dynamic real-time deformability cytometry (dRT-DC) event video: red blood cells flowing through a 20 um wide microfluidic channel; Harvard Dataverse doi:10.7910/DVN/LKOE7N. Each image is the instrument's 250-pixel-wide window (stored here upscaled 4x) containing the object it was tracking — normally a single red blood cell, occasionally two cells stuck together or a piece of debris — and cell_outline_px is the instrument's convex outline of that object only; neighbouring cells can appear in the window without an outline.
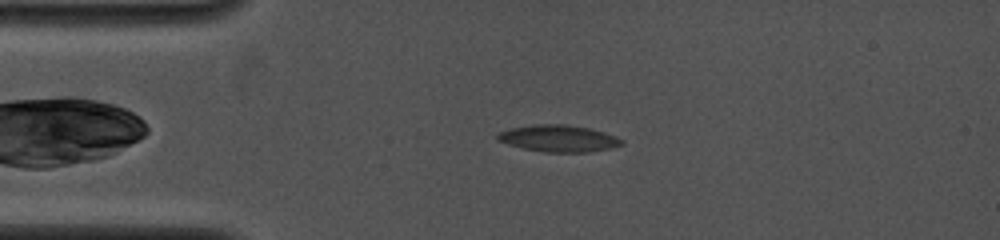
{"species": "common noctule bat (a hibernating species)", "species_latin": "Nyctalus noctula", "temperature_condition": "cold", "stored_images_in_passage": 10, "camera_frame_rate_fps": 4000, "um_per_image_px": 0.085, "animal": {"sex": "female", "body_mass_g": 19.0, "forearm_length_mm": 53.3}, "frame": {"image": 1, "passage_image": 2, "time_ms": 0.75, "image_size_px": [1000, 240], "cell_outline_px": [[624, 144], [612, 148], [588, 152], [544, 152], [524, 148], [508, 144], [496, 140], [496, 136], [500, 132], [512, 128], [532, 124], [564, 124], [588, 128], [604, 132], [616, 136], [624, 140]], "centroid_in_image_um": [47.5, 11.77], "position_along_channel_um": 37.5, "area_um2": 19.36}}
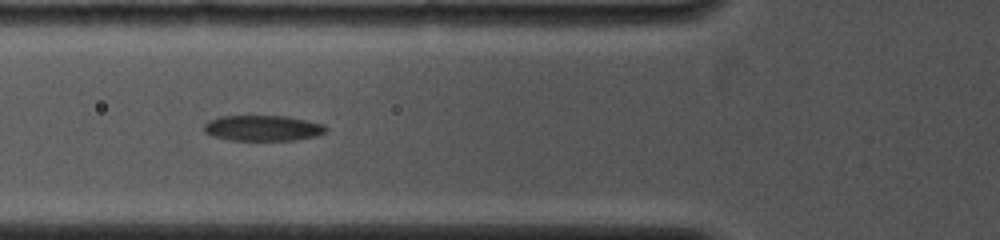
{"frame": {"image": 2, "passage_image": 9, "time_ms": 3.0, "image_size_px": [1000, 240], "cell_outline_px": [[328, 128], [324, 132], [316, 136], [296, 140], [228, 140], [212, 136], [204, 132], [204, 124], [208, 120], [220, 116], [288, 116], [308, 120], [324, 124]], "centroid_in_image_um": [22.33, 10.88], "position_along_channel_um": 103.5, "area_um2": 18.38}}
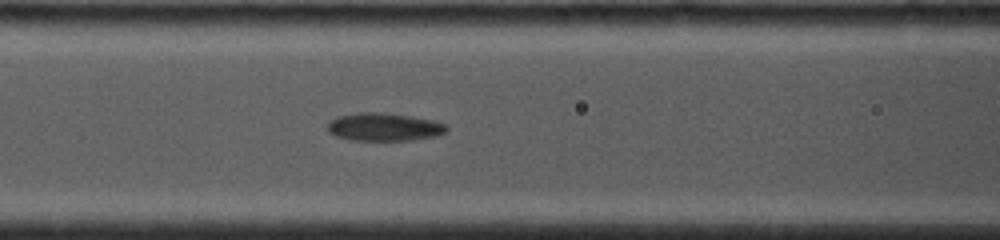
{"frame": {"image": 3, "passage_image": 10, "time_ms": 3.75, "image_size_px": [1000, 240], "cell_outline_px": [[448, 132], [436, 136], [412, 140], [348, 140], [336, 136], [328, 132], [328, 124], [336, 116], [356, 112], [384, 112], [412, 116], [432, 120], [444, 124], [448, 128]], "centroid_in_image_um": [32.64, 10.78], "position_along_channel_um": 134.0, "area_um2": 19.59}}